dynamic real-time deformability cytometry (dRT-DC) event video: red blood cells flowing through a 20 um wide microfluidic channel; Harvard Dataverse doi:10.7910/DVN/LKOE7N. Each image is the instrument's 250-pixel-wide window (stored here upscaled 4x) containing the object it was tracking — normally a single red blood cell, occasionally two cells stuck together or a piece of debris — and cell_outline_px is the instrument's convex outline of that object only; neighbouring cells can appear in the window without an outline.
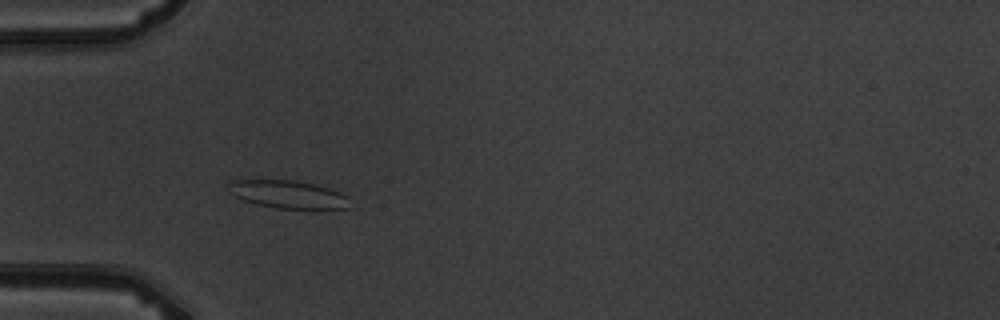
{"species": "common noctule bat (a hibernating species)", "species_latin": "Nyctalus noctula", "temperature_condition": "warm", "stored_images_in_passage": 15, "camera_frame_rate_fps": 3000, "um_per_image_px": 0.085, "animal": {"sex": "male", "body_mass_g": 19.5, "forearm_length_mm": 54.6}, "frame": {"image": 1, "passage_image": 5, "time_ms": 4.333, "image_size_px": [1000, 320], "cell_outline_px": [[352, 208], [276, 208], [256, 204], [244, 200], [236, 196], [228, 184], [236, 180], [292, 180], [312, 184], [328, 188], [340, 192], [348, 196]], "centroid_in_image_um": [24.56, 16.53], "position_along_channel_um": 60.4, "area_um2": 19.25}}
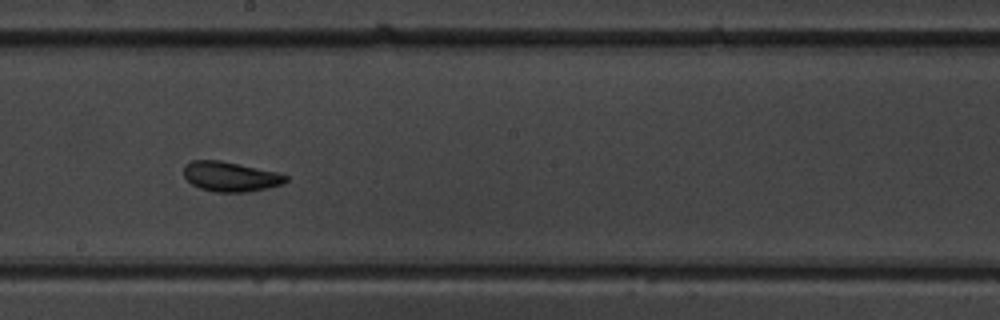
{"frame": {"image": 2, "passage_image": 9, "time_ms": 9.0, "image_size_px": [1000, 320], "cell_outline_px": [[288, 180], [284, 184], [268, 188], [244, 192], [216, 192], [200, 188], [192, 184], [184, 176], [184, 164], [192, 160], [220, 160], [276, 172], [288, 176]], "centroid_in_image_um": [19.59, 15.01], "position_along_channel_um": 228.6, "area_um2": 17.69}}
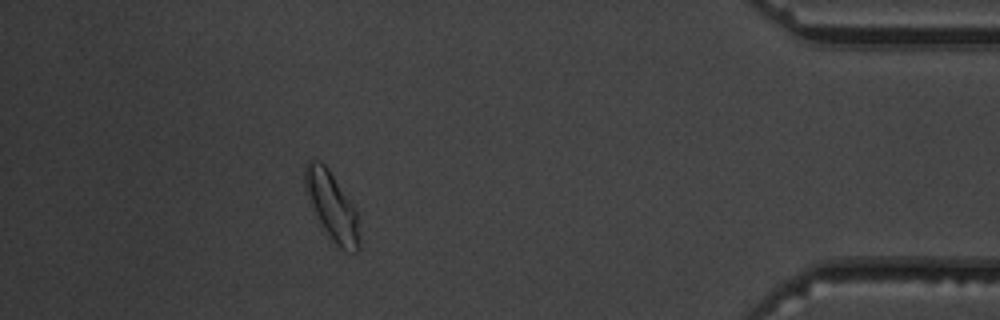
{"frame": {"image": 3, "passage_image": 14, "time_ms": 15.0, "image_size_px": [1000, 320], "cell_outline_px": [[360, 248], [356, 252], [344, 252], [332, 240], [316, 216], [304, 188], [304, 164], [308, 160], [316, 160], [324, 164], [328, 168], [352, 204], [356, 212], [360, 240]], "centroid_in_image_um": [28.2, 17.53], "position_along_channel_um": 407.0, "area_um2": 21.39}, "authors_computed_cell_mechanics": {"area_um2": 18.9584, "velocity_mm_per_s": 3.716, "shape_relaxation_time_tau1_ms": 2.5198, "shape_relaxation_time_tau2_ms": 1.8989, "deformation_change_tau1": 0.0865, "deformation_change_tau2": 0.0695}}